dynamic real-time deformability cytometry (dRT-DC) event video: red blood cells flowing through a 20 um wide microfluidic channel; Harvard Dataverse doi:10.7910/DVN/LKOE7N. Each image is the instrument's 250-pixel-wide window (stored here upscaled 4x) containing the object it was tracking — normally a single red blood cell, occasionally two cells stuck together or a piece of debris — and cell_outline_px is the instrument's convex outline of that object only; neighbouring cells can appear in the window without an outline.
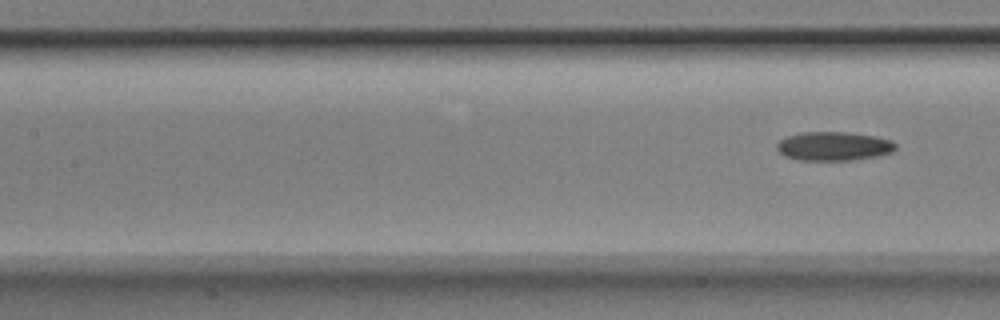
{"species": "Egyptian fruit bat (a non-hibernating species)", "species_latin": "Rousettus aegyptiacus", "temperature_condition": "room temperature", "stored_images_in_passage": 5, "segment_of_instrument_passage": [2, 2], "camera_frame_rate_fps": 3000, "um_per_image_px": 0.085, "animal": {"sex": "male"}, "frame": {"image": 1, "passage_image": 5, "time_ms": 1.333, "image_size_px": [1000, 320], "cell_outline_px": [[896, 148], [892, 152], [876, 156], [848, 160], [796, 160], [784, 156], [776, 148], [776, 144], [780, 140], [788, 136], [804, 132], [848, 132], [872, 136], [892, 140], [896, 144]], "centroid_in_image_um": [70.84, 12.43], "position_along_channel_um": 136.6, "area_um2": 19.88}}